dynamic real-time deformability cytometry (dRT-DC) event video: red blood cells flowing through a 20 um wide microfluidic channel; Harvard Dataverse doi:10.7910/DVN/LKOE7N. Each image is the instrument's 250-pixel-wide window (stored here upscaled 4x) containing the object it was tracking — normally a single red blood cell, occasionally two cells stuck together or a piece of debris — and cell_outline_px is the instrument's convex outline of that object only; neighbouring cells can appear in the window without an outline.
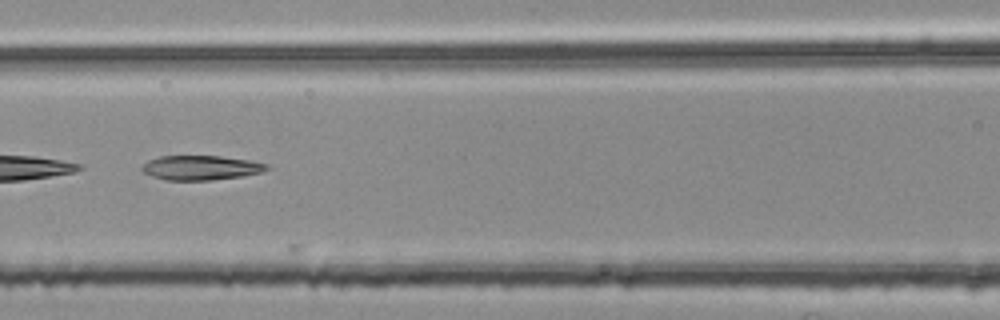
{"species": "common noctule bat (a hibernating species)", "species_latin": "Nyctalus noctula", "temperature_condition": "room temperature", "stored_images_in_passage": 8, "camera_frame_rate_fps": 3000, "um_per_image_px": 0.085, "animal": {"sex": "female", "body_mass_g": 25.1}, "frame": {"image": 1, "passage_image": 7, "time_ms": 2.0, "image_size_px": [1000, 320], "cell_outline_px": [[272, 168], [260, 172], [244, 176], [212, 180], [164, 180], [152, 176], [144, 172], [140, 168], [148, 160], [160, 156], [220, 156], [248, 160], [268, 164]], "centroid_in_image_um": [17.08, 14.26], "position_along_channel_um": 149.5, "area_um2": 17.86}}